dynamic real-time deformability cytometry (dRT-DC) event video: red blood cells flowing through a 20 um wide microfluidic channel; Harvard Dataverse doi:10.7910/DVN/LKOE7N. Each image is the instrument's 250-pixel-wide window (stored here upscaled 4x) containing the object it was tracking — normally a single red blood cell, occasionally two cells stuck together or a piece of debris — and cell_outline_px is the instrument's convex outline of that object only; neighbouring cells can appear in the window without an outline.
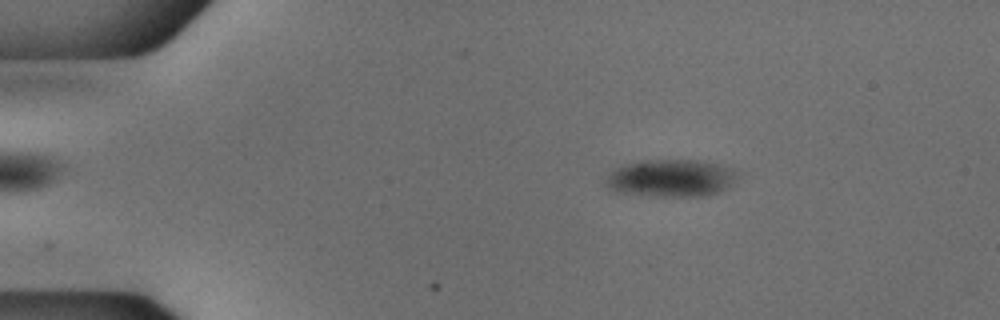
{"species": "common noctule bat (a hibernating species)", "species_latin": "Nyctalus noctula", "temperature_condition": "cold", "stored_images_in_passage": 53, "camera_frame_rate_fps": 3000, "um_per_image_px": 0.085, "animal": {"sex": "male", "body_mass_g": 18.8}, "frame": {"image": 1, "passage_image": 9, "time_ms": 2.667, "image_size_px": [1000, 320], "cell_outline_px": [[744, 172], [732, 188], [720, 192], [704, 196], [652, 196], [616, 192], [608, 188], [604, 184], [604, 180], [616, 168], [624, 164], [640, 160], [704, 160], [736, 168]], "centroid_in_image_um": [57.18, 15.13], "position_along_channel_um": 27.8, "area_um2": 29.82}}
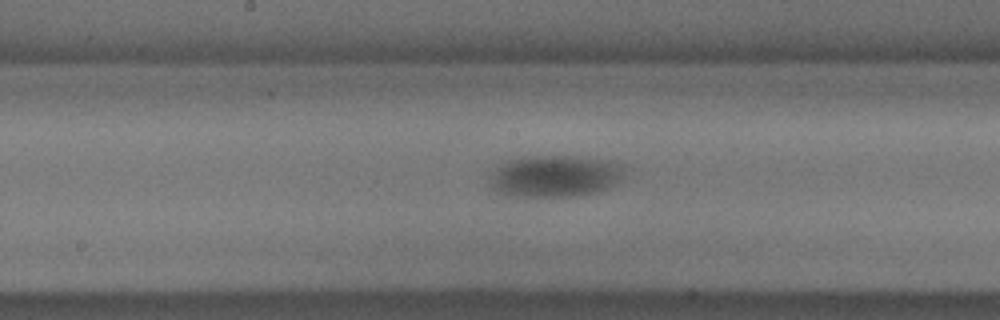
{"frame": {"image": 2, "passage_image": 28, "time_ms": 9.0, "image_size_px": [1000, 320], "cell_outline_px": [[624, 164], [620, 180], [604, 188], [592, 192], [576, 196], [516, 196], [500, 192], [492, 188], [488, 180], [492, 172], [500, 164], [508, 160], [524, 156], [580, 156], [612, 160]], "centroid_in_image_um": [47.15, 14.94], "position_along_channel_um": 201.1, "area_um2": 32.71}}
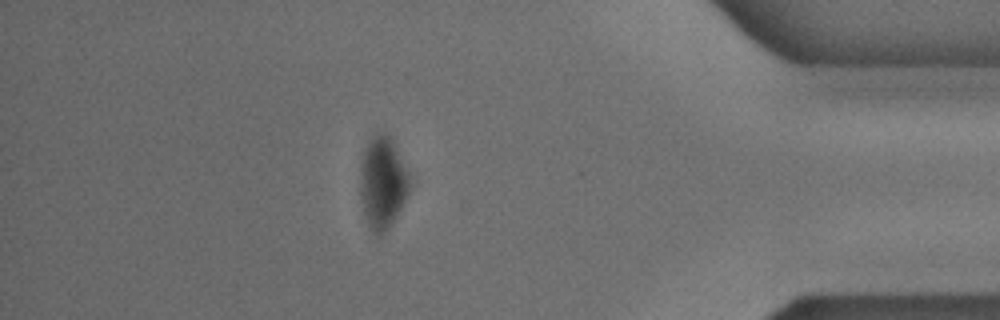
{"frame": {"image": 3, "passage_image": 47, "time_ms": 15.333, "image_size_px": [1000, 320], "cell_outline_px": [[408, 192], [396, 216], [384, 232], [380, 236], [372, 232], [368, 224], [364, 212], [360, 192], [360, 164], [364, 148], [368, 140], [376, 132], [384, 132], [392, 140], [408, 172]], "centroid_in_image_um": [32.48, 15.48], "position_along_channel_um": 402.7, "area_um2": 26.07}}